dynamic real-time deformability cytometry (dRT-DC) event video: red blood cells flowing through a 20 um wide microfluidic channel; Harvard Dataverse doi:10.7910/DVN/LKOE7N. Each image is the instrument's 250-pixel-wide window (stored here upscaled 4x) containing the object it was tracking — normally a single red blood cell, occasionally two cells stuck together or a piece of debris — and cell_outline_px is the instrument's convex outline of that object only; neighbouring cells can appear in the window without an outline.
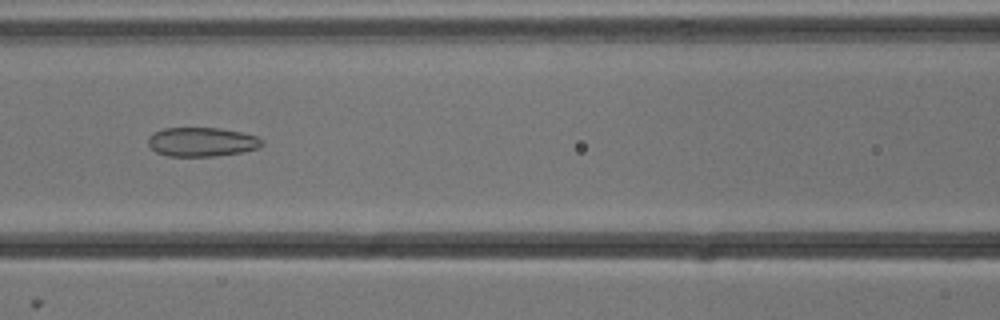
{"species": "common noctule bat (a hibernating species)", "species_latin": "Nyctalus noctula", "temperature_condition": "cold", "stored_images_in_passage": 52, "camera_frame_rate_fps": 3000, "um_per_image_px": 0.085, "animal": {"sex": "male", "body_mass_g": 13.3}, "frame": {"image": 1, "passage_image": 22, "time_ms": 7.0, "image_size_px": [1000, 320], "cell_outline_px": [[264, 144], [260, 148], [244, 152], [216, 156], [168, 156], [156, 152], [148, 144], [148, 136], [152, 132], [164, 128], [220, 128], [240, 132], [256, 136], [264, 140]], "centroid_in_image_um": [17.17, 12.06], "position_along_channel_um": 149.4, "area_um2": 19.54}}
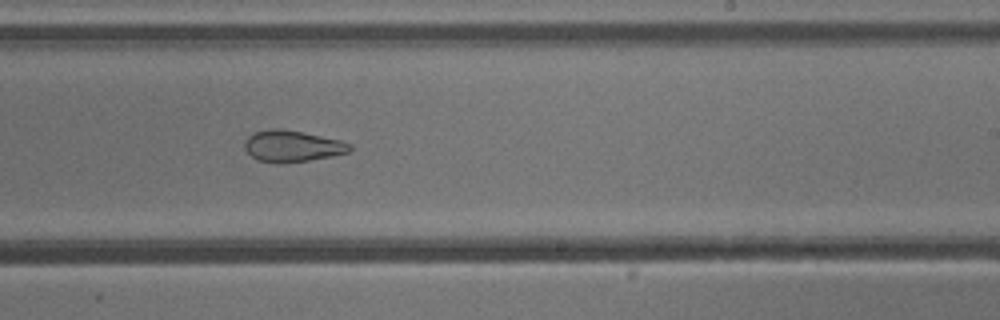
{"frame": {"image": 2, "passage_image": 31, "time_ms": 10.0, "image_size_px": [1000, 320], "cell_outline_px": [[352, 148], [348, 152], [332, 156], [284, 164], [280, 164], [256, 160], [244, 148], [244, 140], [252, 132], [268, 128], [276, 128], [304, 132], [340, 140], [352, 144]], "centroid_in_image_um": [24.8, 12.42], "position_along_channel_um": 264.2, "area_um2": 19.54}}
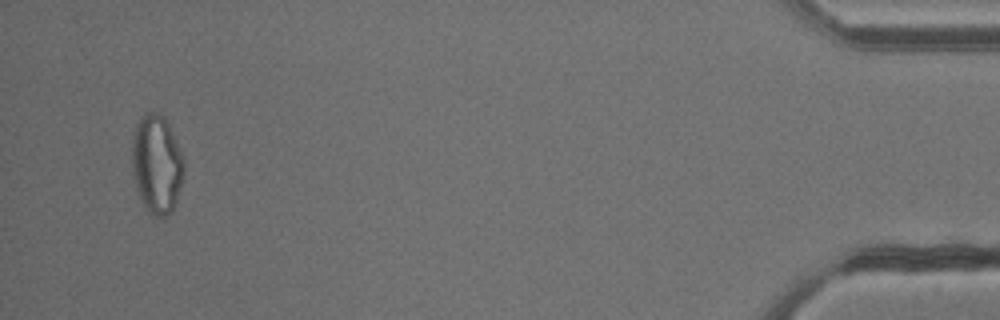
{"frame": {"image": 3, "passage_image": 50, "time_ms": 16.333, "image_size_px": [1000, 320], "cell_outline_px": [[184, 176], [172, 212], [164, 216], [152, 216], [144, 208], [140, 200], [136, 188], [132, 172], [132, 140], [136, 124], [140, 116], [144, 112], [156, 112], [164, 116], [184, 156]], "centroid_in_image_um": [13.31, 13.95], "position_along_channel_um": 421.9, "area_um2": 30.35}, "authors_computed_cell_mechanics": {"area_um2": 24.9407, "velocity_mm_per_s": 3.8379, "shape_relaxation_time_tau1_ms": null, "shape_relaxation_time_tau2_ms": 2.4197, "deformation_change_tau1": null, "deformation_change_tau2": 0.094}}